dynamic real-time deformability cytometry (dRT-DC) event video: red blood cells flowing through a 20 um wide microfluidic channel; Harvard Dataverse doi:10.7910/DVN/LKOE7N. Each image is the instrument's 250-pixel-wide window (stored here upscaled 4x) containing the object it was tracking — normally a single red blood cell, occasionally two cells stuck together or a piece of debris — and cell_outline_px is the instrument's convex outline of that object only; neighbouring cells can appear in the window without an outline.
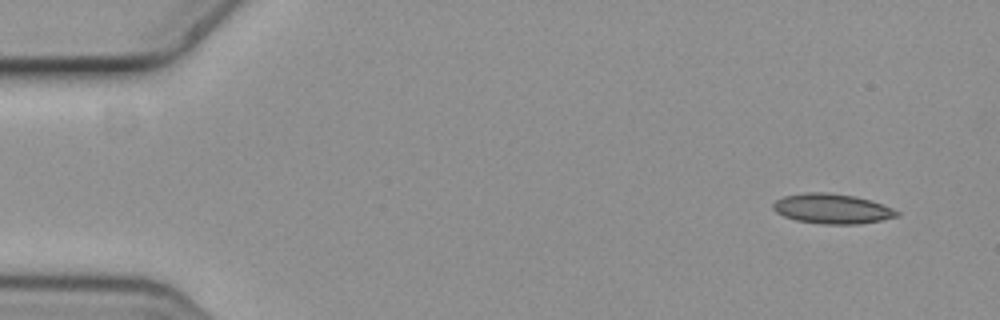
{"species": "common noctule bat (a hibernating species)", "species_latin": "Nyctalus noctula", "temperature_condition": "cold", "stored_images_in_passage": 4, "camera_frame_rate_fps": 3000, "um_per_image_px": 0.085, "animal": {"sex": "female", "body_mass_g": 19.3, "forearm_length_mm": 54.1}, "frame": {"image": 1, "passage_image": 1, "time_ms": 0.0, "image_size_px": [1000, 320], "cell_outline_px": [[900, 216], [860, 224], [824, 224], [796, 220], [784, 216], [776, 212], [772, 208], [772, 204], [776, 200], [784, 196], [808, 192], [824, 192], [852, 196], [868, 200], [892, 208], [900, 212]], "centroid_in_image_um": [70.71, 17.75], "position_along_channel_um": 14.3, "area_um2": 21.33}}
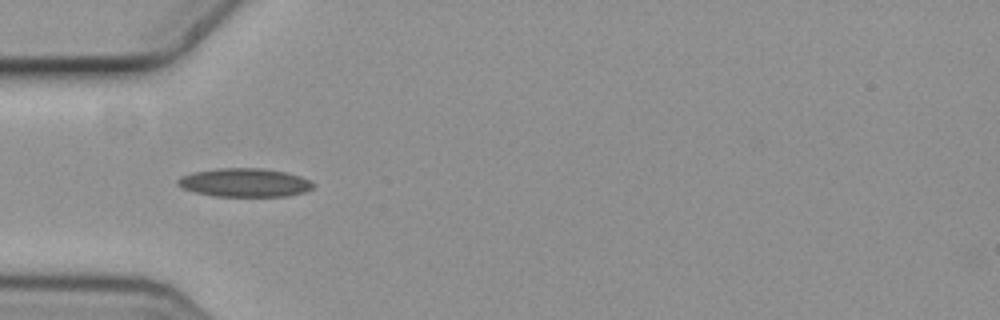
{"frame": {"image": 2, "passage_image": 3, "time_ms": 0.667, "image_size_px": [1000, 320], "cell_outline_px": [[316, 184], [312, 188], [304, 192], [288, 196], [212, 196], [196, 192], [184, 188], [176, 184], [176, 180], [184, 176], [196, 172], [220, 168], [264, 168], [284, 172], [300, 176]], "centroid_in_image_um": [20.83, 15.52], "position_along_channel_um": 64.2, "area_um2": 22.31}}
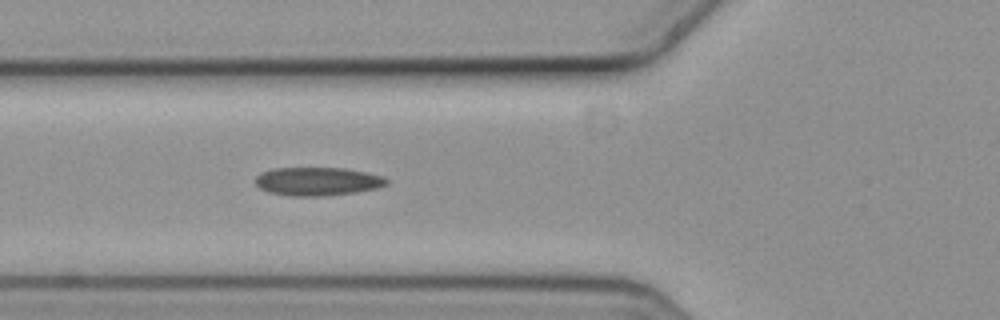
{"frame": {"image": 3, "passage_image": 4, "time_ms": 1.0, "image_size_px": [1000, 320], "cell_outline_px": [[388, 184], [380, 188], [356, 192], [328, 196], [288, 196], [268, 192], [260, 188], [256, 184], [256, 176], [260, 172], [272, 168], [344, 168], [384, 176], [388, 180]], "centroid_in_image_um": [27.0, 15.42], "position_along_channel_um": 98.8, "area_um2": 21.96}}